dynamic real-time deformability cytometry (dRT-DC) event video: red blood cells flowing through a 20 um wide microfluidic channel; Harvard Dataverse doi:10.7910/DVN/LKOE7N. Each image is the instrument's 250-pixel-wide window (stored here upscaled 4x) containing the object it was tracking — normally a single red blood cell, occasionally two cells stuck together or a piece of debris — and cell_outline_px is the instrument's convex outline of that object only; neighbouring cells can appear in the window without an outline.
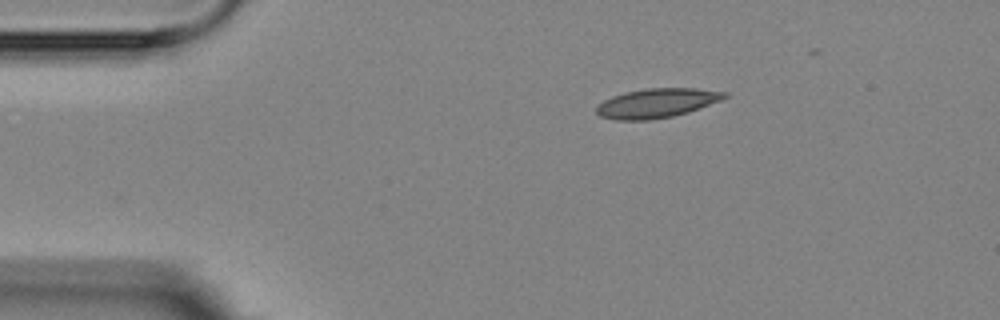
{"species": "Egyptian fruit bat (a non-hibernating species)", "species_latin": "Rousettus aegyptiacus", "temperature_condition": "room temperature", "stored_images_in_passage": 3, "camera_frame_rate_fps": 3000, "um_per_image_px": 0.085, "animal": {"sex": "female"}, "frame": {"image": 1, "passage_image": 1, "time_ms": 0.0, "image_size_px": [1000, 320], "cell_outline_px": [[728, 96], [720, 100], [688, 112], [672, 116], [648, 120], [616, 120], [600, 116], [596, 112], [596, 104], [612, 96], [624, 92], [648, 88], [696, 88], [728, 92]], "centroid_in_image_um": [55.79, 8.76], "position_along_channel_um": 29.2, "area_um2": 21.85}}
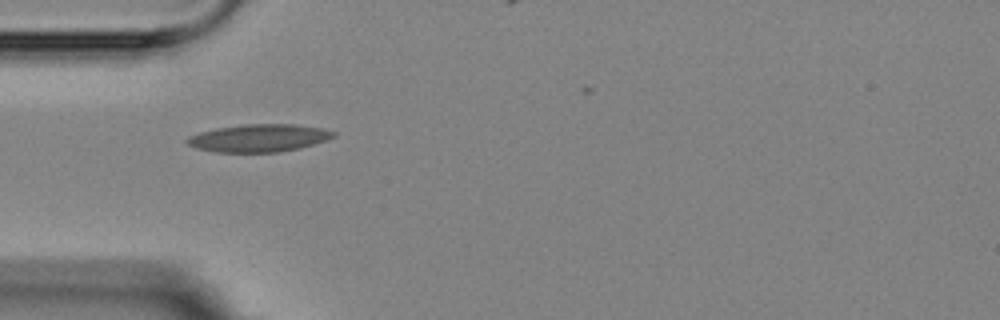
{"frame": {"image": 2, "passage_image": 3, "time_ms": 2.333, "image_size_px": [1000, 320], "cell_outline_px": [[336, 136], [300, 148], [280, 152], [216, 152], [196, 148], [188, 144], [184, 140], [188, 136], [200, 132], [216, 128], [244, 124], [296, 124], [324, 128], [336, 132]], "centroid_in_image_um": [22.0, 11.72], "position_along_channel_um": 63.0, "area_um2": 23.64}}